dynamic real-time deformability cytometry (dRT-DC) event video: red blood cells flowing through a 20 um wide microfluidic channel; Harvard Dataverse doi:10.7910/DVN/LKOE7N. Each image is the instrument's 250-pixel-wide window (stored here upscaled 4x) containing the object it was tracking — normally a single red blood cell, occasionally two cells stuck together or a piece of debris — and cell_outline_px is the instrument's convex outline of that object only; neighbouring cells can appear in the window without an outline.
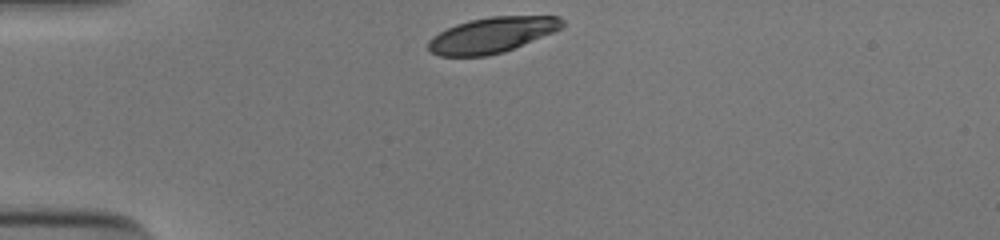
{"species": "human", "species_latin": "Homo sapiens", "temperature_condition": "cold", "stored_images_in_passage": 31, "camera_frame_rate_fps": 3000, "um_per_image_px": 0.085, "donor": {"sex": "male"}, "frame": {"image": 1, "passage_image": 1, "time_ms": 0.0, "image_size_px": [1000, 240], "cell_outline_px": [[564, 24], [560, 28], [552, 32], [504, 52], [488, 56], [440, 56], [428, 52], [428, 40], [432, 36], [456, 24], [468, 20], [492, 16], [560, 16], [564, 20]], "centroid_in_image_um": [41.77, 2.98], "position_along_channel_um": 43.2, "area_um2": 27.69}}
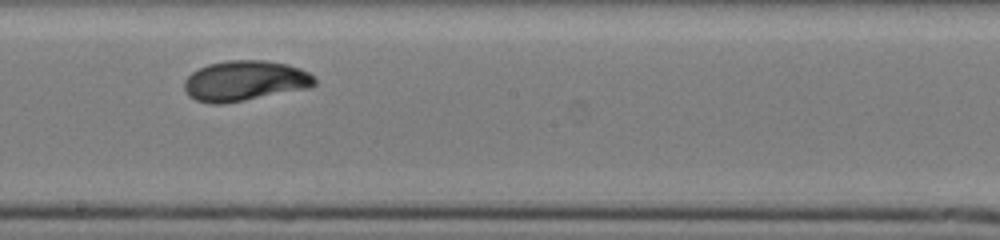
{"frame": {"image": 2, "passage_image": 18, "time_ms": 5.667, "image_size_px": [1000, 240], "cell_outline_px": [[316, 84], [312, 88], [224, 104], [208, 104], [196, 100], [188, 96], [184, 88], [184, 80], [192, 72], [208, 64], [228, 60], [264, 60], [288, 64], [300, 68], [316, 76]], "centroid_in_image_um": [20.84, 6.88], "position_along_channel_um": 227.4, "area_um2": 31.1}}
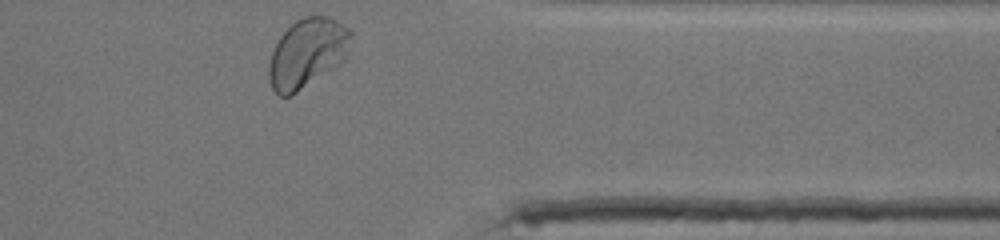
{"frame": {"image": 3, "passage_image": 31, "time_ms": 10.0, "image_size_px": [1000, 240], "cell_outline_px": [[352, 36], [348, 56], [340, 64], [292, 96], [280, 96], [272, 88], [268, 80], [268, 64], [272, 48], [276, 40], [296, 20], [304, 16], [328, 16], [352, 28]], "centroid_in_image_um": [26.12, 4.51], "position_along_channel_um": 385.3, "area_um2": 33.76}, "authors_computed_cell_mechanics": {"area_um2": 29.8826, "velocity_mm_per_s": 3.8482, "shape_relaxation_time_tau1_ms": 3.0223, "shape_relaxation_time_tau2_ms": null, "deformation_change_tau1": 0.1314, "deformation_change_tau2": null}}